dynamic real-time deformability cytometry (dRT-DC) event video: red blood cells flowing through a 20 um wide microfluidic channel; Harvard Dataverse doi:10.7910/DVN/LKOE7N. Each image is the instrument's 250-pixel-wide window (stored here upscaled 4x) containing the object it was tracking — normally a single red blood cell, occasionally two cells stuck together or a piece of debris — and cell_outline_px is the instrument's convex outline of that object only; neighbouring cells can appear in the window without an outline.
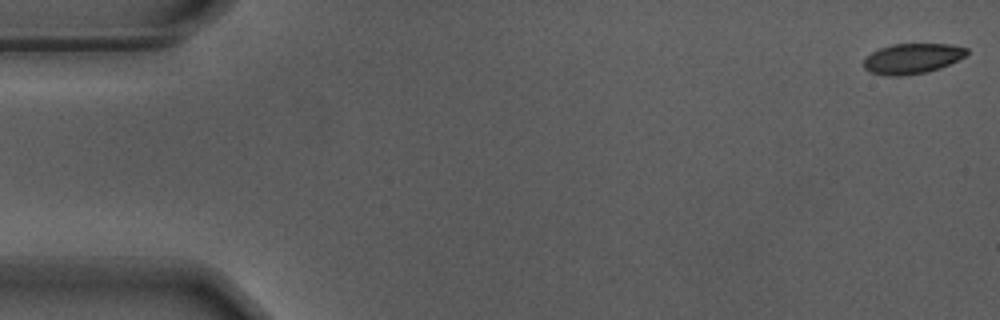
{"species": "Egyptian fruit bat (a non-hibernating species)", "species_latin": "Rousettus aegyptiacus", "temperature_condition": "warm", "stored_images_in_passage": 56, "camera_frame_rate_fps": 3000, "um_per_image_px": 0.085, "animal": {"sex": "male"}, "frame": {"image": 1, "passage_image": 1, "time_ms": 0.0, "image_size_px": [1000, 320], "cell_outline_px": [[968, 52], [964, 56], [940, 68], [928, 72], [900, 76], [888, 76], [868, 72], [864, 68], [864, 60], [872, 52], [880, 48], [892, 44], [948, 44], [968, 48]], "centroid_in_image_um": [77.51, 4.98], "position_along_channel_um": 7.5, "area_um2": 18.09}}
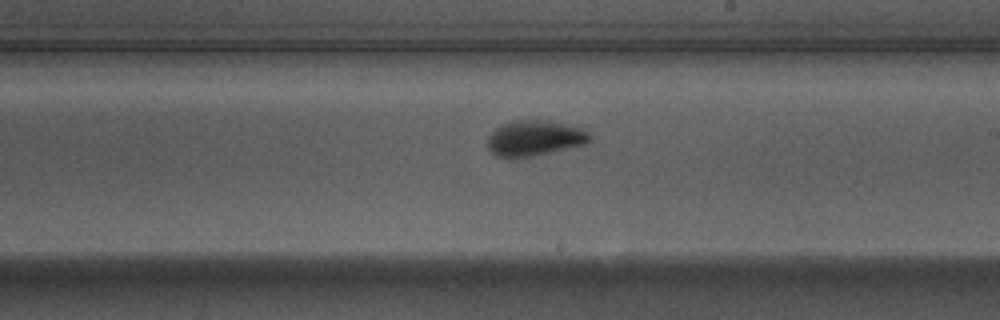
{"frame": {"image": 2, "passage_image": 32, "time_ms": 10.333, "image_size_px": [1000, 320], "cell_outline_px": [[592, 140], [584, 144], [548, 152], [528, 156], [496, 156], [488, 148], [488, 136], [500, 124], [512, 120], [548, 120], [580, 128], [588, 132], [592, 136]], "centroid_in_image_um": [45.43, 11.71], "position_along_channel_um": 243.6, "area_um2": 20.69}}
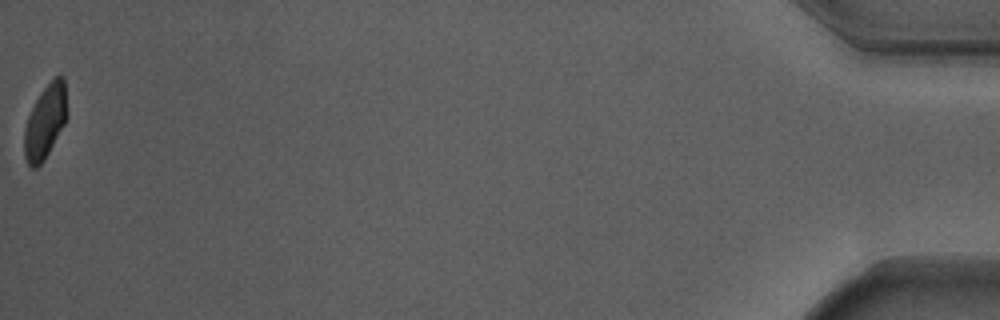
{"frame": {"image": 3, "passage_image": 56, "time_ms": 18.333, "image_size_px": [1000, 320], "cell_outline_px": [[68, 116], [64, 124], [44, 160], [36, 168], [32, 168], [28, 164], [24, 156], [24, 128], [28, 116], [40, 92], [56, 76], [64, 76], [68, 112]], "centroid_in_image_um": [3.85, 10.34], "position_along_channel_um": 431.3, "area_um2": 18.38}, "authors_computed_cell_mechanics": {"area_um2": 19.7387, "velocity_mm_per_s": 3.6842, "shape_relaxation_time_tau1_ms": 3.0843, "shape_relaxation_time_tau2_ms": 0.6748, "deformation_change_tau1": 0.1235, "deformation_change_tau2": 0.0572}}